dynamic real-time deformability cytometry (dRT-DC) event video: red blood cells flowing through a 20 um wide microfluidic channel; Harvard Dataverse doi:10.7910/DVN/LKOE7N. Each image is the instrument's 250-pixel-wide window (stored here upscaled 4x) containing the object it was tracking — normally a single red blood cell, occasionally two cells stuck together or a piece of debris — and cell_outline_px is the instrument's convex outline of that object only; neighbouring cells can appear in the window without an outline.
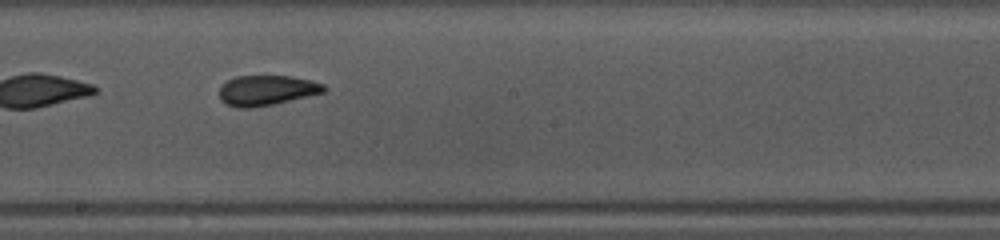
{"species": "common noctule bat (a hibernating species)", "species_latin": "Nyctalus noctula", "temperature_condition": "warm", "stored_images_in_passage": 38, "camera_frame_rate_fps": 3000, "um_per_image_px": 0.085, "animal": {"sex": "female", "body_mass_g": 10.0, "forearm_length_mm": 53.1}, "frame": {"image": 1, "passage_image": 22, "time_ms": 7.0, "image_size_px": [1000, 240], "cell_outline_px": [[328, 88], [324, 92], [272, 104], [252, 108], [236, 108], [224, 104], [220, 100], [220, 88], [228, 80], [236, 76], [292, 76], [312, 80], [324, 84]], "centroid_in_image_um": [22.66, 7.68], "position_along_channel_um": 225.5, "area_um2": 18.38}, "authors_computed_cell_mechanics": {"area_um2": 18.5538, "velocity_mm_per_s": 4.1239, "shape_relaxation_time_tau1_ms": 3.5109, "shape_relaxation_time_tau2_ms": 1.2785, "deformation_change_tau1": 0.1378, "deformation_change_tau2": 0.074}}